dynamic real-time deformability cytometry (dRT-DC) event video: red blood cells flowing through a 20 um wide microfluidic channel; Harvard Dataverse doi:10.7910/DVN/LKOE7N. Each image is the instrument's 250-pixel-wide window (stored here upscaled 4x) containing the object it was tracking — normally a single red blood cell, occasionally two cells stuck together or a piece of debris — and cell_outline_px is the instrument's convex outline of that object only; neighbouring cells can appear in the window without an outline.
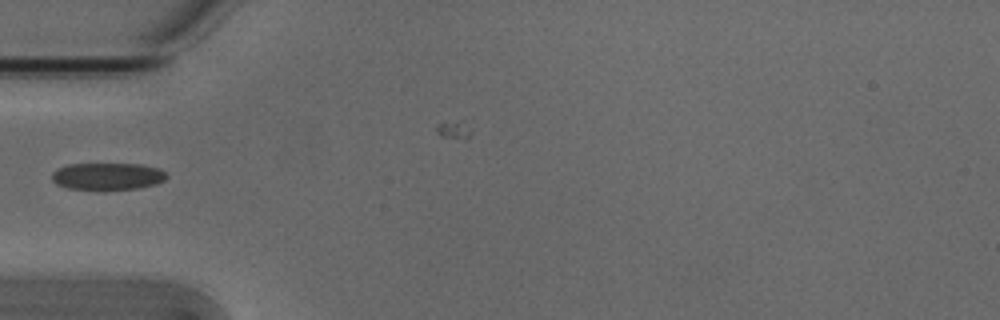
{"species": "Egyptian fruit bat (a non-hibernating species)", "species_latin": "Rousettus aegyptiacus", "temperature_condition": "cold", "stored_images_in_passage": 9, "camera_frame_rate_fps": 3000, "um_per_image_px": 0.085, "animal": {"sex": "male"}, "frame": {"image": 1, "passage_image": 1, "time_ms": 0.0, "image_size_px": [1000, 320], "cell_outline_px": [[168, 176], [164, 180], [156, 184], [140, 188], [104, 192], [68, 188], [56, 184], [52, 180], [52, 172], [56, 168], [68, 164], [140, 164], [160, 168]], "centroid_in_image_um": [9.12, 15.02], "position_along_channel_um": 75.9, "area_um2": 18.84}}
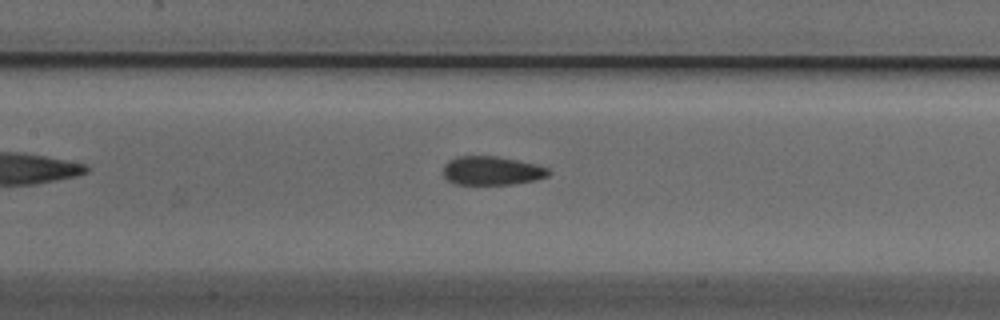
{"frame": {"image": 2, "passage_image": 8, "time_ms": 2.333, "image_size_px": [1000, 320], "cell_outline_px": [[552, 172], [548, 176], [536, 180], [512, 184], [452, 184], [444, 176], [444, 164], [448, 160], [456, 156], [496, 156], [536, 164], [548, 168]], "centroid_in_image_um": [41.8, 14.51], "position_along_channel_um": 165.6, "area_um2": 17.74}}